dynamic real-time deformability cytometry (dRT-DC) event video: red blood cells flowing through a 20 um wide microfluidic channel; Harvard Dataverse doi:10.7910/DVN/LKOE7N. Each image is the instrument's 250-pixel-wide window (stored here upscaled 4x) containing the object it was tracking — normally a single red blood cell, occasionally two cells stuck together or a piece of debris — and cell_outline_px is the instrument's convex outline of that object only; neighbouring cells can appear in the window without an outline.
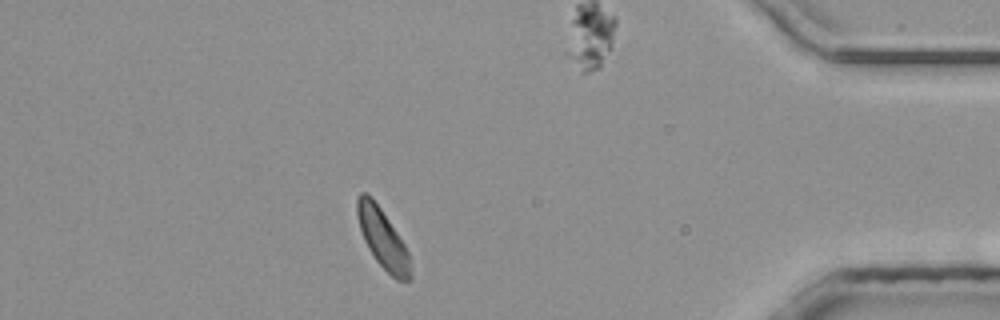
{"species": "common noctule bat (a hibernating species)", "species_latin": "Nyctalus noctula", "temperature_condition": "room temperature", "stored_images_in_passage": 42, "camera_frame_rate_fps": 3000, "um_per_image_px": 0.085, "animal": {"sex": "male", "body_mass_g": 20.4}, "frame": {"image": 1, "passage_image": 36, "time_ms": 11.667, "image_size_px": [1000, 320], "cell_outline_px": [[412, 280], [396, 280], [376, 260], [368, 248], [364, 240], [360, 228], [356, 212], [356, 200], [360, 192], [364, 192], [380, 208], [404, 244], [408, 252], [412, 272]], "centroid_in_image_um": [32.53, 20.32], "position_along_channel_um": 402.7, "area_um2": 17.98}}